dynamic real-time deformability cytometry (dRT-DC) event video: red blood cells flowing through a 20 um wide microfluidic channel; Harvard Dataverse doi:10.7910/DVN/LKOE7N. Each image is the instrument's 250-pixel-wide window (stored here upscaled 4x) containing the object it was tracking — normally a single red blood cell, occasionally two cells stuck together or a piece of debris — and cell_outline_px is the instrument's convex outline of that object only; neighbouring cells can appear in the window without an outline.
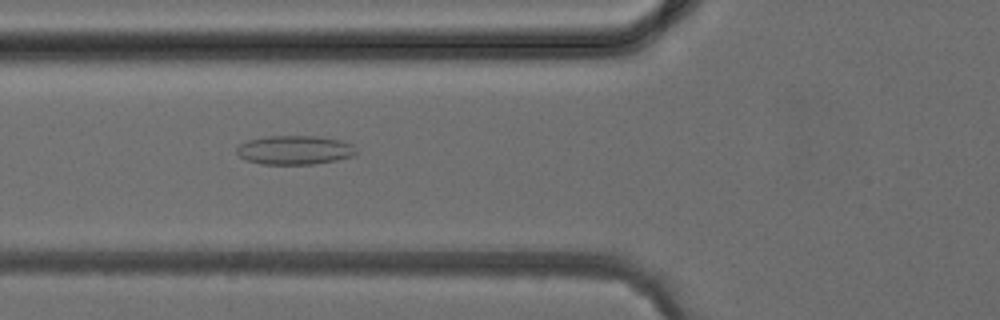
{"species": "common noctule bat (a hibernating species)", "species_latin": "Nyctalus noctula", "temperature_condition": "cold", "stored_images_in_passage": 5, "camera_frame_rate_fps": 3000, "um_per_image_px": 0.085, "animal": {"sex": "female", "body_mass_g": 24.6, "forearm_length_mm": 56.2}, "frame": {"image": 1, "passage_image": 5, "time_ms": 5.0, "image_size_px": [1000, 320], "cell_outline_px": [[356, 156], [336, 160], [312, 164], [260, 164], [248, 160], [240, 156], [236, 152], [236, 148], [240, 144], [248, 140], [264, 136], [320, 136], [340, 140], [352, 144], [356, 148]], "centroid_in_image_um": [25.07, 12.74], "position_along_channel_um": 100.7, "area_um2": 20.29}}